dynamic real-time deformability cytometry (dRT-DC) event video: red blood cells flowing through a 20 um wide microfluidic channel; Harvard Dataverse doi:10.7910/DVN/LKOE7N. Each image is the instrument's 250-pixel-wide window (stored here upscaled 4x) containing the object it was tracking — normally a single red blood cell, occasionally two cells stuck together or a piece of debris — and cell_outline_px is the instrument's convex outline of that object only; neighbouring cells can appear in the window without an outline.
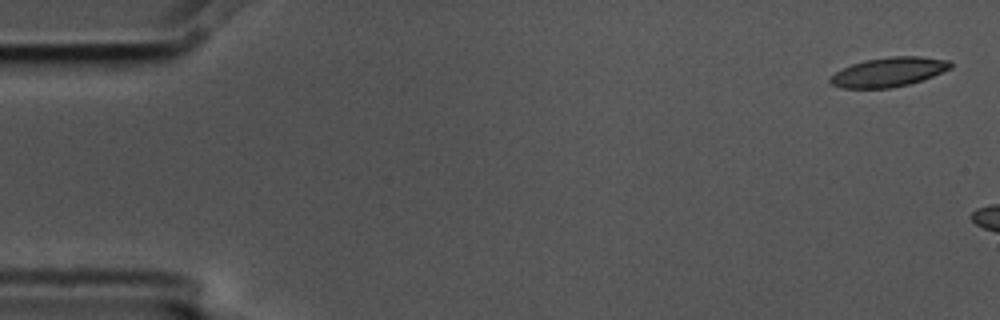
{"species": "common noctule bat (a hibernating species)", "species_latin": "Nyctalus noctula", "temperature_condition": "cold", "stored_images_in_passage": 2, "camera_frame_rate_fps": 3000, "um_per_image_px": 0.085, "animal": {"sex": "male", "body_mass_g": 17.5, "forearm_length_mm": 52.3}, "frame": {"image": 1, "passage_image": 1, "time_ms": 0.0, "image_size_px": [1000, 320], "cell_outline_px": [[952, 68], [932, 76], [908, 84], [892, 88], [840, 88], [832, 84], [828, 80], [836, 72], [852, 64], [864, 60], [888, 56], [920, 56], [952, 60]], "centroid_in_image_um": [75.56, 6.11], "position_along_channel_um": 9.4, "area_um2": 20.58}}